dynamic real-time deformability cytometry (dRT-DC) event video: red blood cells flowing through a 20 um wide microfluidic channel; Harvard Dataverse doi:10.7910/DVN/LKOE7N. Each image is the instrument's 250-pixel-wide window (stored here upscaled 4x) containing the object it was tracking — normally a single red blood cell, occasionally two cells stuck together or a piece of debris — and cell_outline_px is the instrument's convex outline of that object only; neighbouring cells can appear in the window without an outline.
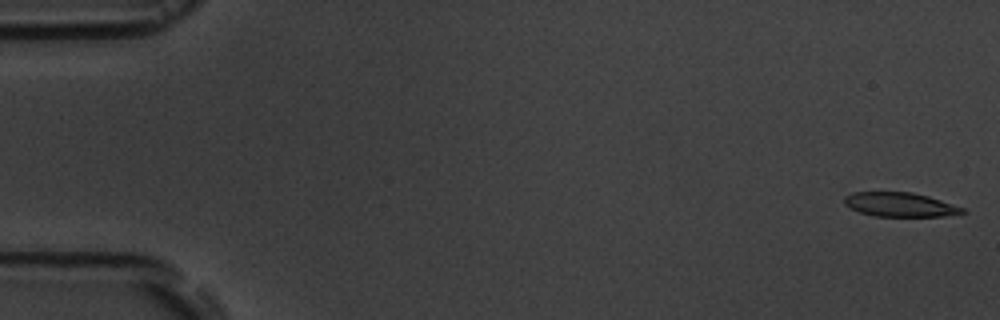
{"species": "common noctule bat (a hibernating species)", "species_latin": "Nyctalus noctula", "temperature_condition": "room temperature", "stored_images_in_passage": 6, "camera_frame_rate_fps": 3000, "um_per_image_px": 0.085, "animal": {"sex": "male", "body_mass_g": 19.5, "forearm_length_mm": 54.6}, "frame": {"image": 1, "passage_image": 1, "time_ms": 0.0, "image_size_px": [1000, 320], "cell_outline_px": [[968, 212], [944, 216], [876, 216], [860, 212], [844, 204], [844, 196], [852, 192], [912, 192], [928, 196], [964, 208]], "centroid_in_image_um": [76.5, 17.38], "position_along_channel_um": 8.5, "area_um2": 16.53}}
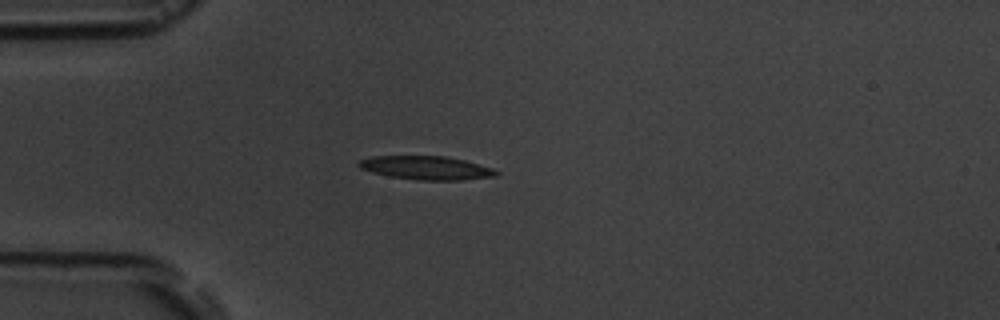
{"frame": {"image": 2, "passage_image": 5, "time_ms": 4.667, "image_size_px": [1000, 320], "cell_outline_px": [[500, 172], [496, 176], [464, 180], [416, 180], [388, 176], [372, 172], [360, 168], [356, 164], [360, 160], [372, 156], [444, 156], [464, 160], [492, 168]], "centroid_in_image_um": [36.22, 14.27], "position_along_channel_um": 48.8, "area_um2": 18.9}}